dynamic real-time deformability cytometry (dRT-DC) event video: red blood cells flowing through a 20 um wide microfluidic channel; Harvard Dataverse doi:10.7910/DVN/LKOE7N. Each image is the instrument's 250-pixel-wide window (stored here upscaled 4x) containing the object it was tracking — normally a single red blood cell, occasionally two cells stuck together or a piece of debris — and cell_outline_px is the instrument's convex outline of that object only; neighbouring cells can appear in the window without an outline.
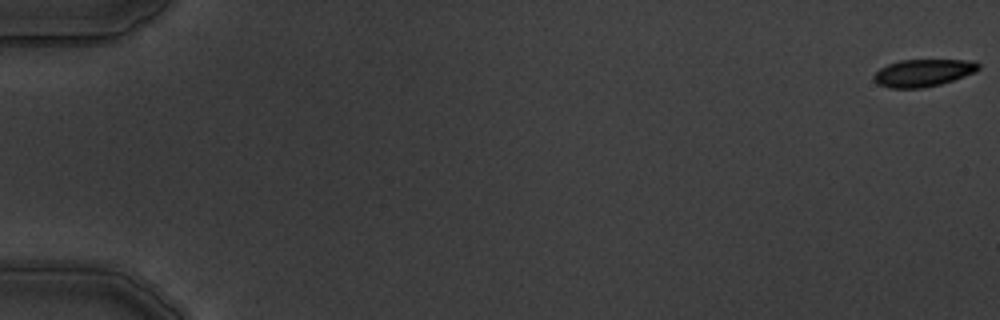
{"species": "common noctule bat (a hibernating species)", "species_latin": "Nyctalus noctula", "temperature_condition": "warm", "stored_images_in_passage": 4, "camera_frame_rate_fps": 3000, "um_per_image_px": 0.085, "animal": {"sex": "male", "body_mass_g": 19.5, "forearm_length_mm": 54.6}, "frame": {"image": 1, "passage_image": 1, "time_ms": 0.0, "image_size_px": [1000, 320], "cell_outline_px": [[980, 68], [976, 72], [940, 84], [924, 88], [888, 88], [880, 84], [872, 76], [880, 68], [888, 64], [900, 60], [968, 60], [980, 64]], "centroid_in_image_um": [78.47, 6.19], "position_along_channel_um": 6.5, "area_um2": 16.53}}